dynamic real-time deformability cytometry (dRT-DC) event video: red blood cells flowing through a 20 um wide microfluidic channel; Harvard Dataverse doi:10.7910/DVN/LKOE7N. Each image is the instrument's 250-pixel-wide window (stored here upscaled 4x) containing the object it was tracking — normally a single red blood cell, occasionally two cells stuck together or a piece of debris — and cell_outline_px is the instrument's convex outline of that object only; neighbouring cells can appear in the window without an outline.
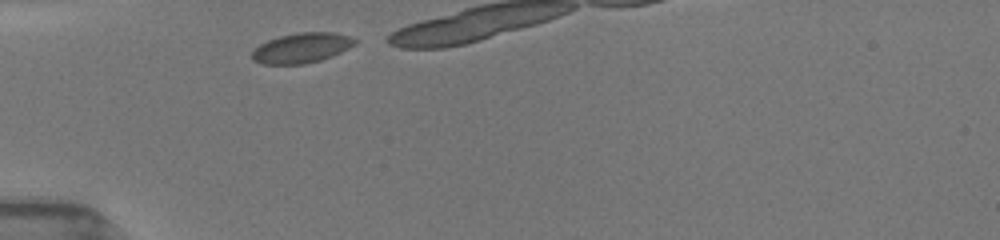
{"species": "common noctule bat (a hibernating species)", "species_latin": "Nyctalus noctula", "temperature_condition": "room temperature", "stored_images_in_passage": 6, "camera_frame_rate_fps": 3000, "um_per_image_px": 0.085, "animal": {"sex": "female", "body_mass_g": 19.5, "forearm_length_mm": 54.1}, "frame": {"image": 1, "passage_image": 1, "time_ms": 0.0, "image_size_px": [1000, 240], "cell_outline_px": [[360, 40], [356, 44], [332, 56], [320, 60], [304, 64], [264, 64], [252, 60], [252, 52], [260, 44], [268, 40], [280, 36], [296, 32], [332, 32], [348, 36]], "centroid_in_image_um": [25.66, 4.07], "position_along_channel_um": 59.3, "area_um2": 17.98}}
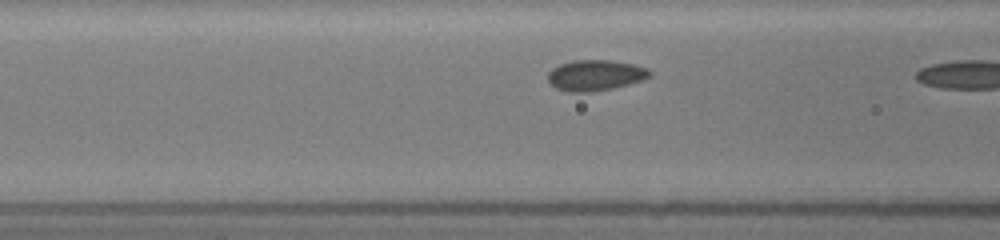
{"frame": {"image": 2, "passage_image": 5, "time_ms": 1.333, "image_size_px": [1000, 240], "cell_outline_px": [[652, 76], [644, 80], [612, 88], [592, 92], [568, 92], [556, 88], [548, 84], [548, 72], [552, 68], [560, 64], [572, 60], [612, 60], [632, 64], [648, 68], [652, 72]], "centroid_in_image_um": [50.6, 6.4], "position_along_channel_um": 116.0, "area_um2": 18.5}}